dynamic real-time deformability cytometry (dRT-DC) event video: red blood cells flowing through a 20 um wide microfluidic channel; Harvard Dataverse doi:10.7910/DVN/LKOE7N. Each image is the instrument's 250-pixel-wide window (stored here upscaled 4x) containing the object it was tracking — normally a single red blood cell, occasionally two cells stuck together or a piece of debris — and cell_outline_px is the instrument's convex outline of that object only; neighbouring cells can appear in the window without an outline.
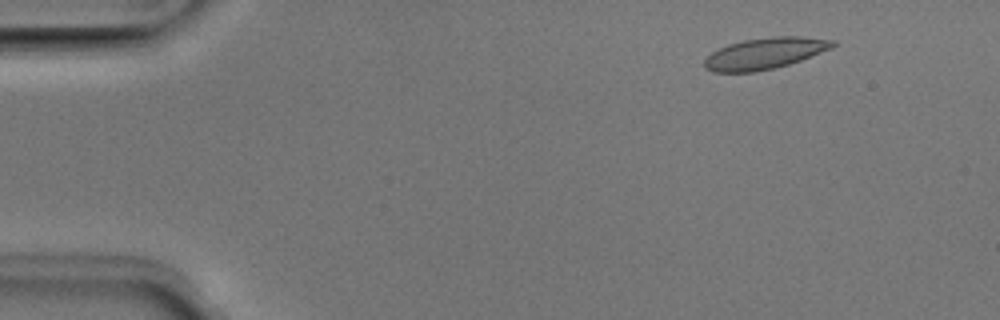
{"species": "Egyptian fruit bat (a non-hibernating species)", "species_latin": "Rousettus aegyptiacus", "temperature_condition": "room temperature", "stored_images_in_passage": 46, "camera_frame_rate_fps": 3000, "um_per_image_px": 0.085, "animal": {"sex": "male"}, "frame": {"image": 1, "passage_image": 1, "time_ms": 0.0, "image_size_px": [1000, 320], "cell_outline_px": [[836, 44], [832, 48], [800, 60], [788, 64], [756, 72], [712, 72], [704, 68], [704, 60], [712, 52], [728, 44], [744, 40], [772, 36], [804, 36], [836, 40]], "centroid_in_image_um": [65.02, 4.53], "position_along_channel_um": 20.0, "area_um2": 23.41}}
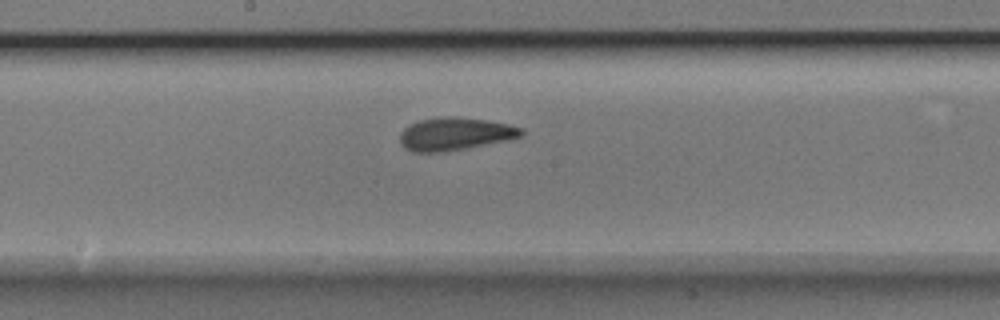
{"frame": {"image": 2, "passage_image": 22, "time_ms": 7.0, "image_size_px": [1000, 320], "cell_outline_px": [[524, 136], [512, 140], [440, 152], [412, 152], [404, 148], [400, 144], [400, 132], [404, 128], [420, 120], [448, 116], [484, 120], [508, 124], [524, 128]], "centroid_in_image_um": [38.71, 11.4], "position_along_channel_um": 209.5, "area_um2": 23.18}}
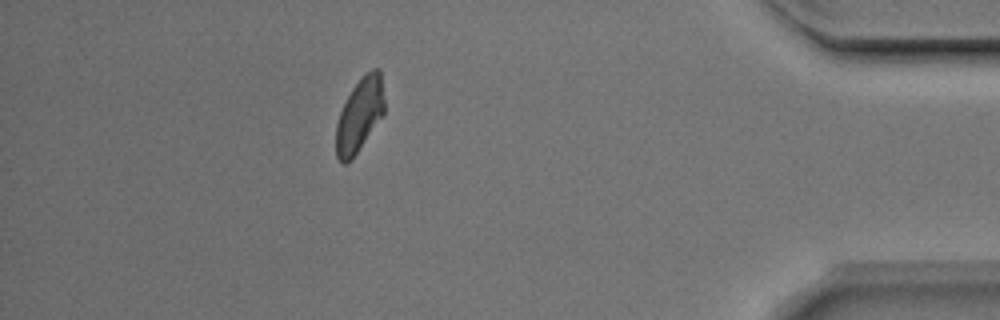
{"frame": {"image": 3, "passage_image": 40, "time_ms": 13.0, "image_size_px": [1000, 320], "cell_outline_px": [[384, 112], [356, 152], [344, 164], [340, 164], [336, 156], [336, 124], [340, 112], [352, 88], [372, 68], [380, 68], [384, 100]], "centroid_in_image_um": [30.55, 9.75], "position_along_channel_um": 404.7, "area_um2": 20.06}, "authors_computed_cell_mechanics": {"area_um2": 22.5709, "velocity_mm_per_s": 4.0104, "shape_relaxation_time_tau1_ms": 4.272, "shape_relaxation_time_tau2_ms": 1.351, "deformation_change_tau1": 0.1178, "deformation_change_tau2": 0.0723}}